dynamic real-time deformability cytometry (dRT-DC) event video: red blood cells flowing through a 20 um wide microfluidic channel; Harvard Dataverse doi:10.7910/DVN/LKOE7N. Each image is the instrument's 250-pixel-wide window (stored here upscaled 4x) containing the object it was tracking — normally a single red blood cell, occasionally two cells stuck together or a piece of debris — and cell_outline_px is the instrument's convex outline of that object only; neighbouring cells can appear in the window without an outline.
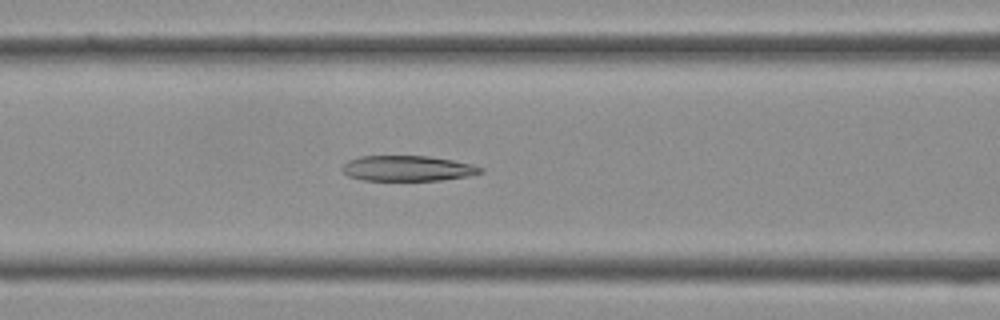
{"species": "Egyptian fruit bat (a non-hibernating species)", "species_latin": "Rousettus aegyptiacus", "temperature_condition": "cold", "stored_images_in_passage": 39, "camera_frame_rate_fps": 3000, "um_per_image_px": 0.085, "frame": {"image": 1, "passage_image": 16, "time_ms": 5.0, "image_size_px": [1000, 320], "cell_outline_px": [[484, 172], [468, 176], [440, 180], [364, 180], [348, 176], [340, 168], [348, 160], [360, 156], [428, 156], [452, 160], [472, 164], [484, 168]], "centroid_in_image_um": [34.65, 14.31], "position_along_channel_um": 132.0, "area_um2": 20.46}}
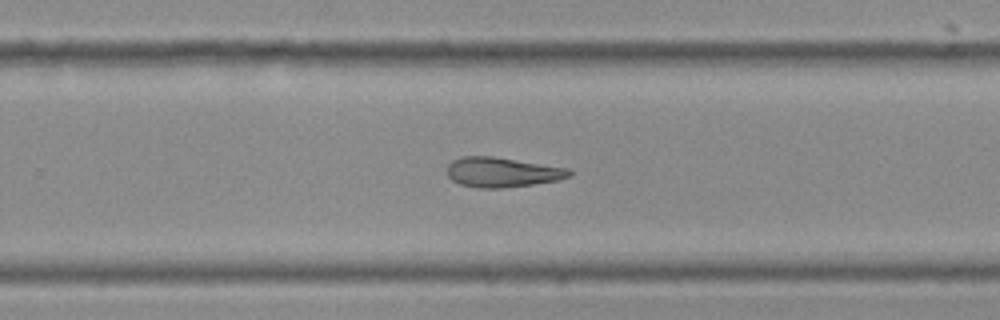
{"frame": {"image": 2, "passage_image": 25, "time_ms": 8.0, "image_size_px": [1000, 320], "cell_outline_px": [[572, 176], [556, 180], [532, 184], [500, 188], [476, 188], [460, 184], [452, 180], [448, 176], [448, 164], [452, 160], [464, 156], [492, 156], [568, 168], [572, 172]], "centroid_in_image_um": [42.66, 14.64], "position_along_channel_um": 287.1, "area_um2": 21.1}}
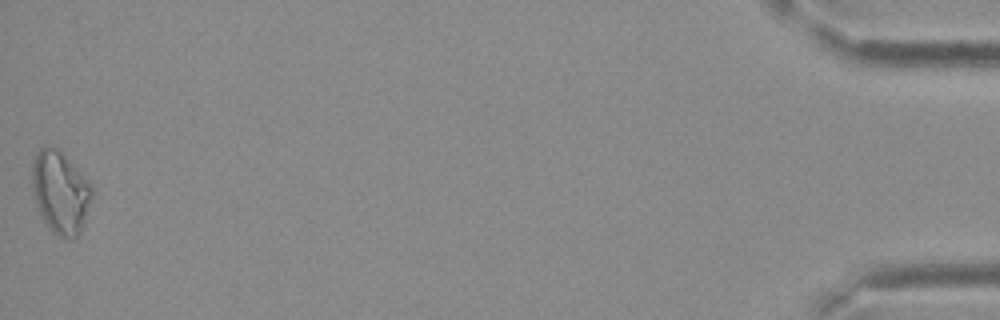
{"frame": {"image": 3, "passage_image": 39, "time_ms": 12.667, "image_size_px": [1000, 320], "cell_outline_px": [[92, 196], [84, 224], [80, 232], [72, 240], [64, 240], [56, 236], [48, 228], [40, 216], [36, 208], [32, 188], [32, 164], [36, 152], [40, 148], [52, 144], [76, 168], [92, 188]], "centroid_in_image_um": [5.09, 16.41], "position_along_channel_um": 430.1, "area_um2": 28.9}}